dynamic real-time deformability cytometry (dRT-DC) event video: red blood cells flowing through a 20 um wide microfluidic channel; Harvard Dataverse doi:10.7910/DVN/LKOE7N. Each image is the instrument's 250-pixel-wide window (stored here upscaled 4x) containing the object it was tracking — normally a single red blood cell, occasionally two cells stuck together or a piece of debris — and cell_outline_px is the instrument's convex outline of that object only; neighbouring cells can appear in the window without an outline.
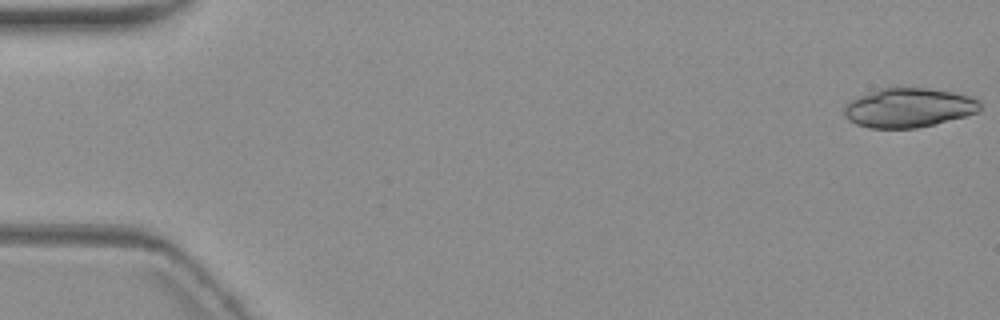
{"species": "common noctule bat (a hibernating species)", "species_latin": "Nyctalus noctula", "temperature_condition": "warm", "stored_images_in_passage": 2, "camera_frame_rate_fps": 3000, "um_per_image_px": 0.085, "animal": {"sex": "female", "body_mass_g": 19.3, "forearm_length_mm": 54.1}, "frame": {"image": 1, "passage_image": 1, "time_ms": 0.0, "image_size_px": [1000, 320], "cell_outline_px": [[980, 108], [976, 112], [964, 116], [936, 124], [916, 128], [868, 128], [856, 124], [848, 120], [844, 116], [844, 104], [848, 100], [880, 88], [928, 88], [952, 92], [968, 96], [980, 100]], "centroid_in_image_um": [77.18, 9.16], "position_along_channel_um": 7.8, "area_um2": 31.15}}